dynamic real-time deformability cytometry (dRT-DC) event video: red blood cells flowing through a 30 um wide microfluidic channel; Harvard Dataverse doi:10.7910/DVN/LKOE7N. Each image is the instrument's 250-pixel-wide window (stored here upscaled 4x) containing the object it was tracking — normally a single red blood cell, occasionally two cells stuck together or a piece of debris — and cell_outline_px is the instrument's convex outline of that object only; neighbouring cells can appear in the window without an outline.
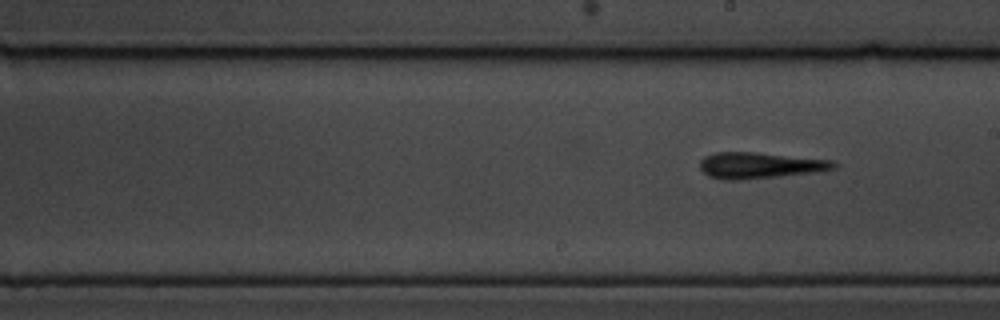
{"species": "common noctule bat (a hibernating species)", "species_latin": "Nyctalus noctula", "temperature_condition": "cold", "stored_images_in_passage": 11, "segment_of_instrument_passage": [2, 2], "camera_frame_rate_fps": 3000, "um_per_image_px": 0.085, "animal": {"sex": "male", "body_mass_g": 19.5, "forearm_length_mm": 54.6}, "frame": {"image": 1, "passage_image": 11, "time_ms": 12.333, "image_size_px": [1000, 320], "cell_outline_px": [[840, 164], [836, 168], [816, 172], [736, 180], [724, 180], [708, 176], [700, 168], [700, 160], [704, 156], [716, 152], [756, 152], [832, 160]], "centroid_in_image_um": [64.59, 14.05], "position_along_channel_um": 224.4, "area_um2": 20.35}}